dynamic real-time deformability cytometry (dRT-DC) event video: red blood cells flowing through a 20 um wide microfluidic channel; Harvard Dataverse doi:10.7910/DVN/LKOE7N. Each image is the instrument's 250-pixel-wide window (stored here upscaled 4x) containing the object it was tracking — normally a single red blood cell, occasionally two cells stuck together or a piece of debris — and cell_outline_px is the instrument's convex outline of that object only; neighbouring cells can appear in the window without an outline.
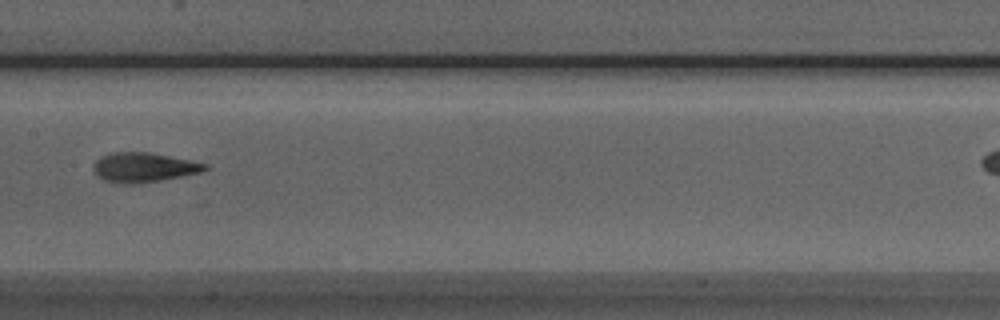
{"species": "Egyptian fruit bat (a non-hibernating species)", "species_latin": "Rousettus aegyptiacus", "temperature_condition": "room temperature", "stored_images_in_passage": 8, "segment_of_instrument_passage": [1, 2], "camera_frame_rate_fps": 3000, "um_per_image_px": 0.085, "animal": {"sex": "male"}, "frame": {"image": 1, "passage_image": 7, "time_ms": 7.667, "image_size_px": [1000, 320], "cell_outline_px": [[208, 168], [200, 172], [180, 176], [132, 184], [124, 184], [104, 180], [96, 172], [96, 160], [100, 156], [112, 152], [148, 152], [208, 164]], "centroid_in_image_um": [12.21, 14.21], "position_along_channel_um": 195.2, "area_um2": 18.55}}